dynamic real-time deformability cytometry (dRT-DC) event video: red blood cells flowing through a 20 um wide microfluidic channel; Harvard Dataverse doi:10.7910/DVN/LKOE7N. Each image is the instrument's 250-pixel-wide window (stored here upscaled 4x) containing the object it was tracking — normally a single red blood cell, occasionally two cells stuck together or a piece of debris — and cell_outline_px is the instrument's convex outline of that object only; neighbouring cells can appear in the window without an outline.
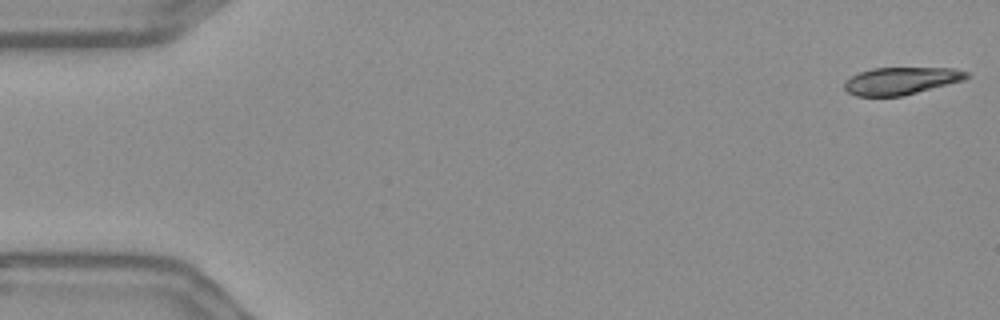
{"species": "Egyptian fruit bat (a non-hibernating species)", "species_latin": "Rousettus aegyptiacus", "temperature_condition": "warm", "stored_images_in_passage": 55, "camera_frame_rate_fps": 3000, "um_per_image_px": 0.085, "frame": {"image": 1, "passage_image": 1, "time_ms": 0.0, "image_size_px": [1000, 320], "cell_outline_px": [[972, 76], [964, 80], [900, 96], [856, 96], [848, 92], [844, 88], [844, 80], [860, 72], [872, 68], [956, 68], [968, 72]], "centroid_in_image_um": [76.6, 6.86], "position_along_channel_um": 8.4, "area_um2": 19.42}}
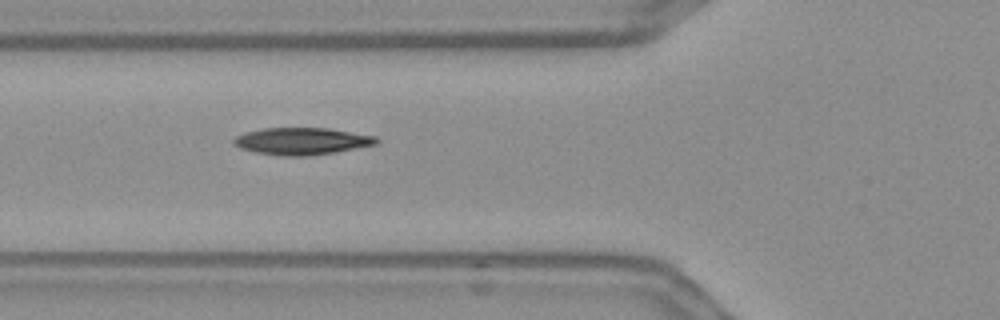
{"frame": {"image": 2, "passage_image": 20, "time_ms": 6.333, "image_size_px": [1000, 320], "cell_outline_px": [[380, 140], [376, 144], [336, 152], [304, 156], [284, 156], [256, 152], [240, 148], [232, 144], [232, 140], [236, 136], [244, 132], [264, 128], [328, 128], [376, 136]], "centroid_in_image_um": [25.63, 11.99], "position_along_channel_um": 100.2, "area_um2": 22.48}}
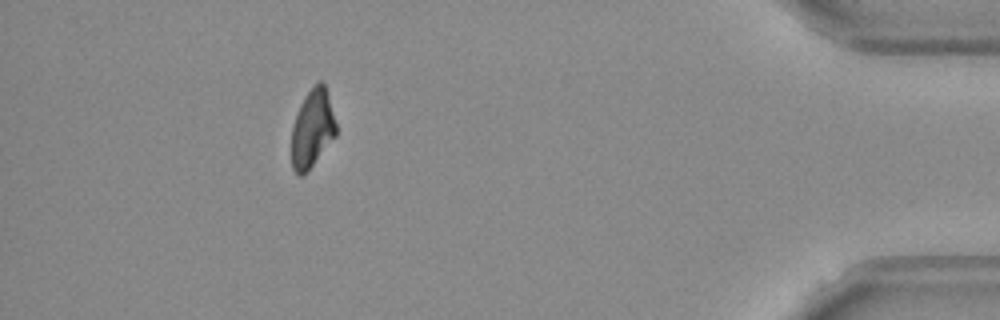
{"frame": {"image": 3, "passage_image": 50, "time_ms": 16.333, "image_size_px": [1000, 320], "cell_outline_px": [[336, 136], [312, 164], [300, 176], [292, 168], [292, 128], [300, 104], [304, 96], [320, 80], [324, 84], [328, 96], [336, 124]], "centroid_in_image_um": [26.54, 10.91], "position_along_channel_um": 408.7, "area_um2": 19.59}, "authors_computed_cell_mechanics": {"area_um2": 21.6172, "velocity_mm_per_s": 3.6391, "shape_relaxation_time_tau1_ms": 8.241, "shape_relaxation_time_tau2_ms": null, "deformation_change_tau1": 0.2241, "deformation_change_tau2": null}}